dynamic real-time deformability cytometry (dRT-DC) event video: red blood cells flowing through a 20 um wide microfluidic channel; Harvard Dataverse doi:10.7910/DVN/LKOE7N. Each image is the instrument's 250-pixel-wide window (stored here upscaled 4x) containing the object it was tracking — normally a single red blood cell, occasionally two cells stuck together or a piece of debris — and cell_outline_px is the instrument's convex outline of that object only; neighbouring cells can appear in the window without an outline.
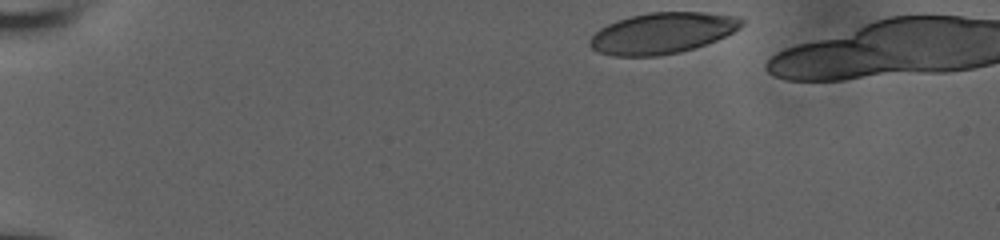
{"species": "human", "species_latin": "Homo sapiens", "temperature_condition": "room temperature", "stored_images_in_passage": 40, "camera_frame_rate_fps": 3000, "um_per_image_px": 0.085, "donor": {"sex": "male"}, "frame": {"image": 1, "passage_image": 1, "time_ms": 0.0, "image_size_px": [1000, 240], "cell_outline_px": [[744, 24], [740, 28], [716, 40], [680, 52], [656, 56], [612, 56], [600, 52], [592, 48], [588, 44], [588, 40], [600, 28], [616, 20], [648, 12], [704, 12], [744, 16]], "centroid_in_image_um": [56.32, 2.8], "position_along_channel_um": 28.7, "area_um2": 36.36}}
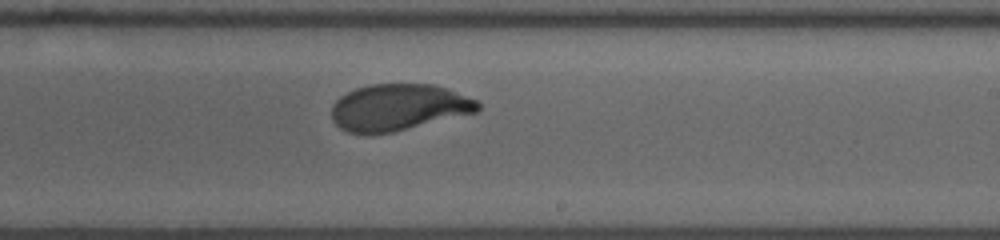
{"frame": {"image": 2, "passage_image": 27, "time_ms": 8.667, "image_size_px": [1000, 240], "cell_outline_px": [[480, 108], [476, 112], [392, 132], [348, 132], [340, 128], [332, 120], [332, 104], [340, 96], [356, 88], [368, 84], [432, 84], [448, 88], [476, 100], [480, 104]], "centroid_in_image_um": [33.87, 9.1], "position_along_channel_um": 255.1, "area_um2": 39.25}}
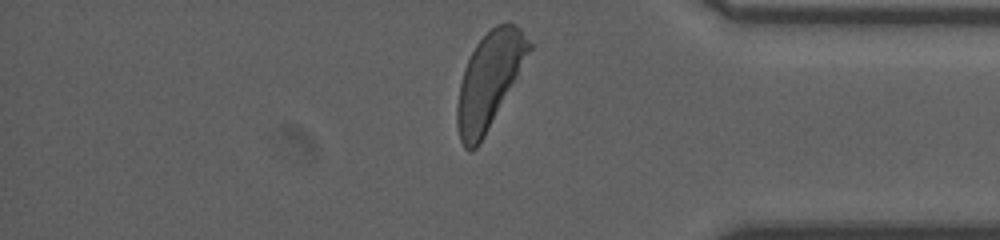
{"frame": {"image": 3, "passage_image": 39, "time_ms": 12.667, "image_size_px": [1000, 240], "cell_outline_px": [[532, 48], [480, 144], [472, 152], [468, 152], [464, 148], [460, 140], [456, 124], [456, 108], [460, 84], [464, 68], [476, 44], [496, 24], [508, 20], [516, 24], [520, 28], [532, 44]], "centroid_in_image_um": [41.56, 6.83], "position_along_channel_um": 393.6, "area_um2": 39.54}, "authors_computed_cell_mechanics": {"area_um2": 40.1999, "velocity_mm_per_s": 3.8067, "shape_relaxation_time_tau1_ms": 3.5038, "shape_relaxation_time_tau2_ms": null, "deformation_change_tau1": 0.172, "deformation_change_tau2": null}}